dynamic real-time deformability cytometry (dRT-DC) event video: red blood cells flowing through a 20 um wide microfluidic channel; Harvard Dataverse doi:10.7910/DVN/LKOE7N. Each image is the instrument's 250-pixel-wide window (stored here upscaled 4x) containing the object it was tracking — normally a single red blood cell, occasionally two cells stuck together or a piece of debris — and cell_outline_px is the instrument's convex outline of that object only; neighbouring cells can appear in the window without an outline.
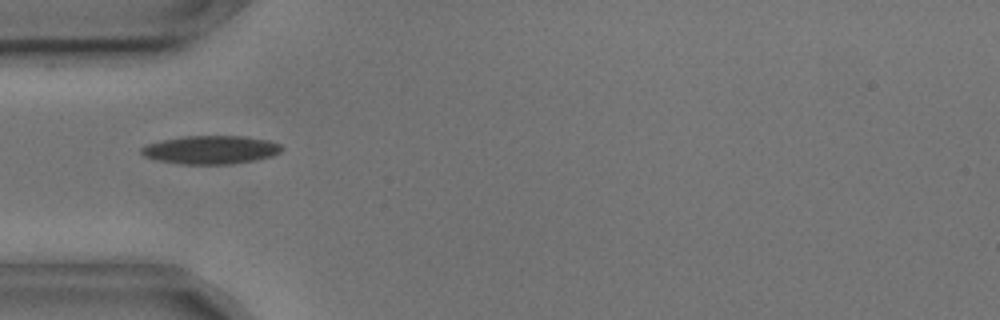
{"species": "common noctule bat (a hibernating species)", "species_latin": "Nyctalus noctula", "temperature_condition": "cold", "stored_images_in_passage": 54, "camera_frame_rate_fps": 3000, "um_per_image_px": 0.085, "animal": {"sex": "male", "body_mass_g": 17.9, "forearm_length_mm": 54.2}, "frame": {"image": 1, "passage_image": 16, "time_ms": 5.0, "image_size_px": [1000, 320], "cell_outline_px": [[284, 148], [280, 152], [272, 156], [256, 160], [232, 164], [180, 164], [156, 160], [144, 156], [140, 152], [140, 148], [148, 144], [160, 140], [184, 136], [244, 136], [268, 140], [280, 144]], "centroid_in_image_um": [17.91, 12.73], "position_along_channel_um": 67.1, "area_um2": 23.35}}
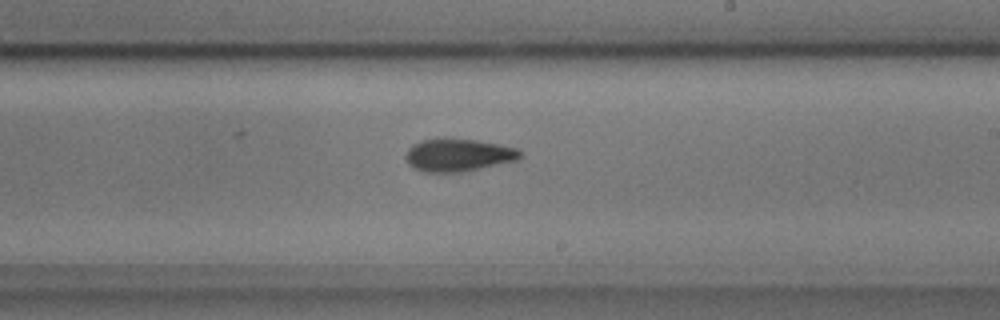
{"frame": {"image": 2, "passage_image": 31, "time_ms": 10.0, "image_size_px": [1000, 320], "cell_outline_px": [[520, 156], [516, 160], [480, 168], [460, 172], [424, 172], [412, 168], [408, 164], [404, 156], [408, 148], [412, 144], [424, 140], [476, 140], [500, 144], [516, 148], [520, 152]], "centroid_in_image_um": [38.9, 13.2], "position_along_channel_um": 250.1, "area_um2": 21.33}}
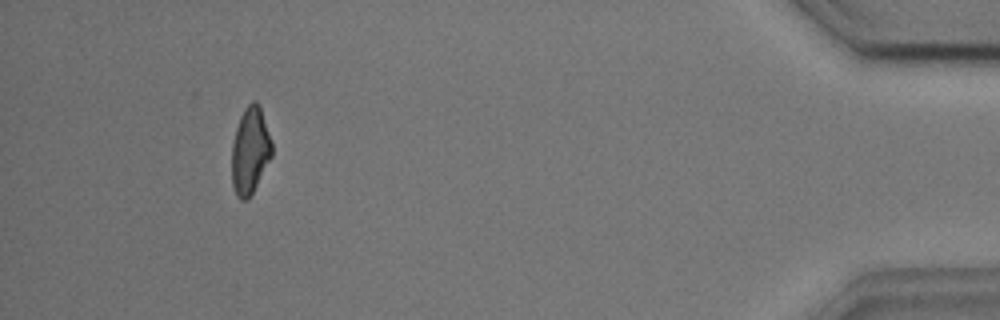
{"frame": {"image": 3, "passage_image": 50, "time_ms": 16.333, "image_size_px": [1000, 320], "cell_outline_px": [[272, 156], [248, 200], [240, 200], [236, 196], [232, 184], [232, 144], [236, 128], [240, 116], [244, 108], [252, 100], [256, 100], [260, 104], [272, 140]], "centroid_in_image_um": [21.27, 12.77], "position_along_channel_um": 413.9, "area_um2": 20.52}, "authors_computed_cell_mechanics": {"area_um2": 20.9814, "velocity_mm_per_s": 3.6477, "shape_relaxation_time_tau1_ms": 3.427, "shape_relaxation_time_tau2_ms": 5.6128, "deformation_change_tau1": 0.1205, "deformation_change_tau2": 0.1234}}